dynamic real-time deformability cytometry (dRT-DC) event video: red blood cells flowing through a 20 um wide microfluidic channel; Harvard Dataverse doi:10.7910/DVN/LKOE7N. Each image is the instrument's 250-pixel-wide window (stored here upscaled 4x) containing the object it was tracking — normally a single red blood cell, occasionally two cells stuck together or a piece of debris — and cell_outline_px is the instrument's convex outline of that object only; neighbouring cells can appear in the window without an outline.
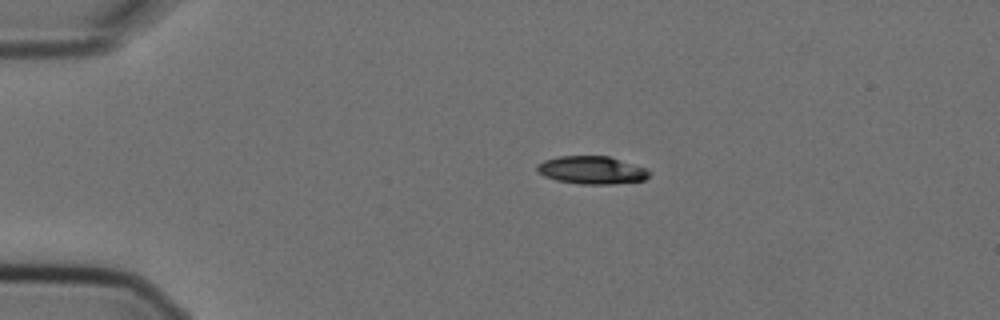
{"species": "Egyptian fruit bat (a non-hibernating species)", "species_latin": "Rousettus aegyptiacus", "temperature_condition": "cold", "stored_images_in_passage": 6, "camera_frame_rate_fps": 3000, "um_per_image_px": 0.085, "animal": {"sex": "female"}, "frame": {"image": 1, "passage_image": 1, "time_ms": 0.0, "image_size_px": [1000, 320], "cell_outline_px": [[648, 176], [644, 180], [612, 184], [580, 184], [556, 180], [544, 176], [536, 172], [536, 164], [544, 160], [556, 156], [608, 156], [648, 168]], "centroid_in_image_um": [50.25, 14.45], "position_along_channel_um": 34.7, "area_um2": 18.32}}
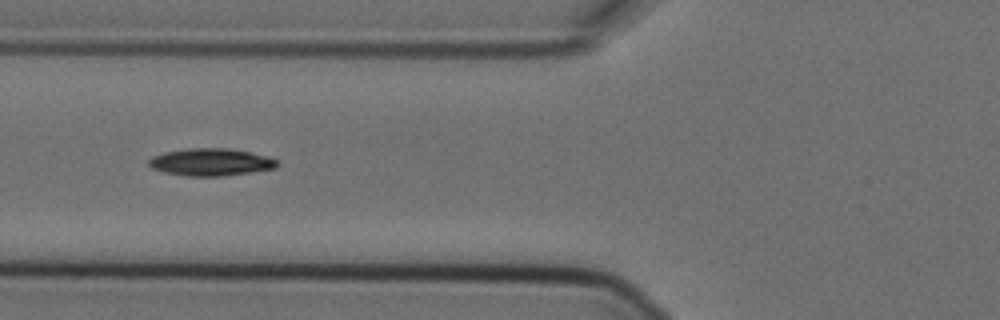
{"frame": {"image": 2, "passage_image": 4, "time_ms": 1.0, "image_size_px": [1000, 320], "cell_outline_px": [[280, 164], [276, 168], [220, 176], [188, 176], [164, 172], [152, 168], [148, 164], [148, 160], [152, 156], [164, 152], [188, 148], [228, 148], [268, 156], [276, 160]], "centroid_in_image_um": [17.9, 13.77], "position_along_channel_um": 107.9, "area_um2": 20.35}}
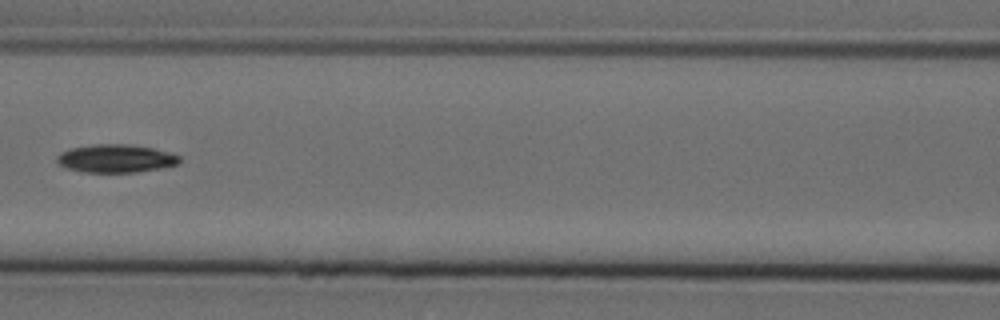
{"frame": {"image": 3, "passage_image": 5, "time_ms": 1.333, "image_size_px": [1000, 320], "cell_outline_px": [[180, 164], [164, 168], [136, 172], [80, 172], [56, 164], [56, 156], [60, 152], [68, 148], [92, 144], [128, 144], [152, 148], [168, 152], [180, 156]], "centroid_in_image_um": [9.81, 13.47], "position_along_channel_um": 156.8, "area_um2": 20.4}}